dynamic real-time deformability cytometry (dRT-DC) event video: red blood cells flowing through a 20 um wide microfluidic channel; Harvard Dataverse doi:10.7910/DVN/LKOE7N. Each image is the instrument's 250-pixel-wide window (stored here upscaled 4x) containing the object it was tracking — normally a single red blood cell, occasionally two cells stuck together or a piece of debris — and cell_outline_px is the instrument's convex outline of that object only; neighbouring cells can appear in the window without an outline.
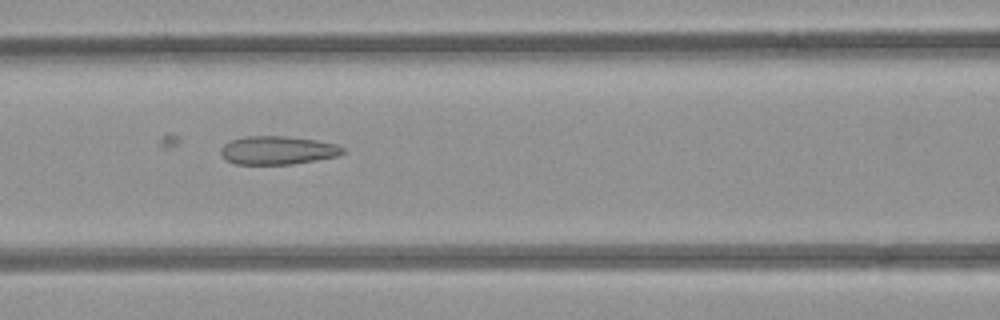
{"species": "common noctule bat (a hibernating species)", "species_latin": "Nyctalus noctula", "temperature_condition": "room temperature", "stored_images_in_passage": 7, "camera_frame_rate_fps": 3000, "um_per_image_px": 0.085, "animal": {"sex": "female", "body_mass_g": 21.9}, "frame": {"image": 1, "passage_image": 5, "time_ms": 4.667, "image_size_px": [1000, 320], "cell_outline_px": [[344, 152], [336, 156], [316, 160], [292, 164], [236, 164], [224, 160], [220, 152], [220, 148], [224, 144], [232, 140], [244, 136], [288, 136], [316, 140], [336, 144], [344, 148]], "centroid_in_image_um": [23.56, 12.77], "position_along_channel_um": 143.0, "area_um2": 20.23}}
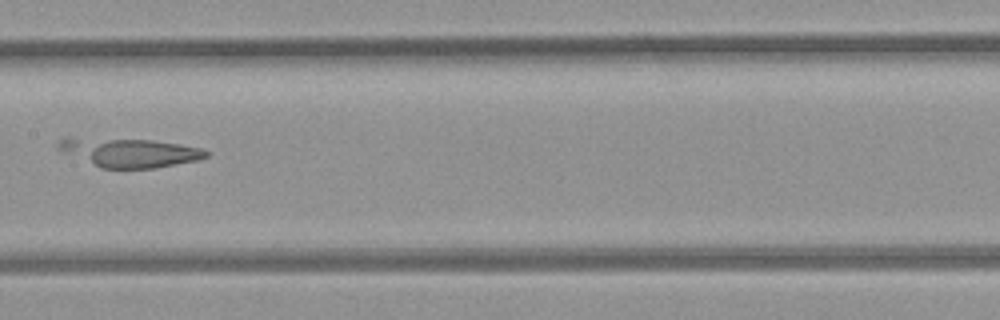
{"frame": {"image": 2, "passage_image": 6, "time_ms": 6.0, "image_size_px": [1000, 320], "cell_outline_px": [[212, 152], [208, 156], [196, 160], [156, 168], [100, 168], [92, 160], [92, 148], [108, 140], [152, 140], [180, 144], [204, 148]], "centroid_in_image_um": [12.27, 13.09], "position_along_channel_um": 195.1, "area_um2": 19.13}}
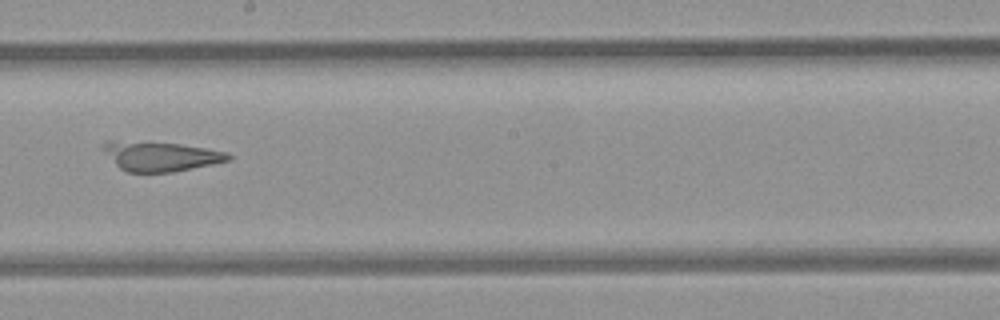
{"frame": {"image": 3, "passage_image": 7, "time_ms": 7.0, "image_size_px": [1000, 320], "cell_outline_px": [[232, 156], [228, 160], [212, 164], [172, 172], [128, 172], [120, 168], [116, 164], [104, 148], [104, 144], [108, 140], [112, 140], [180, 144], [228, 152]], "centroid_in_image_um": [13.68, 13.28], "position_along_channel_um": 234.5, "area_um2": 20.98}}